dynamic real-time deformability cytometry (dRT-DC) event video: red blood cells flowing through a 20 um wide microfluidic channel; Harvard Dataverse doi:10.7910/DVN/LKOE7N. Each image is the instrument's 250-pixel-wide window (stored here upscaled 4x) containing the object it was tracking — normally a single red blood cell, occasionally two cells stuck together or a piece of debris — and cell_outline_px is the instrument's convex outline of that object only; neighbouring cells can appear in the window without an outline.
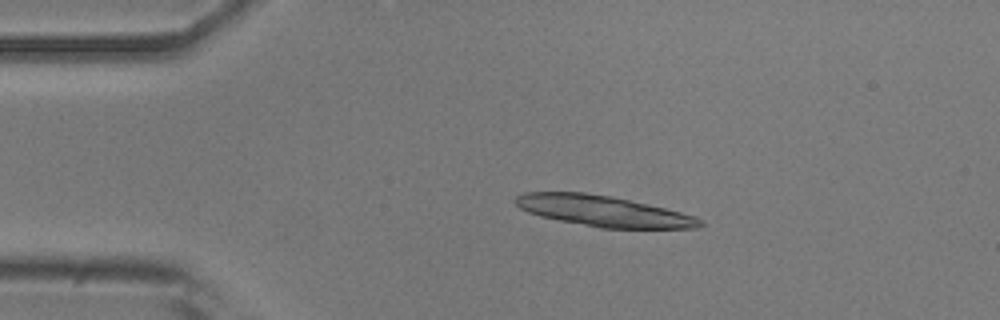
{"species": "common noctule bat (a hibernating species)", "species_latin": "Nyctalus noctula", "temperature_condition": "room temperature", "stored_images_in_passage": 51, "segment_of_instrument_passage": [1, 2], "camera_frame_rate_fps": 3000, "um_per_image_px": 0.085, "animal": {"sex": "male", "body_mass_g": 20.5, "forearm_length_mm": 52.5}, "frame": {"image": 1, "passage_image": 10, "time_ms": 3.0, "image_size_px": [1000, 320], "cell_outline_px": [[704, 224], [696, 228], [600, 228], [540, 216], [528, 212], [520, 208], [512, 200], [516, 196], [524, 192], [584, 192], [612, 196], [664, 208], [680, 212], [704, 220]], "centroid_in_image_um": [51.24, 17.93], "position_along_channel_um": 33.8, "area_um2": 32.89}}